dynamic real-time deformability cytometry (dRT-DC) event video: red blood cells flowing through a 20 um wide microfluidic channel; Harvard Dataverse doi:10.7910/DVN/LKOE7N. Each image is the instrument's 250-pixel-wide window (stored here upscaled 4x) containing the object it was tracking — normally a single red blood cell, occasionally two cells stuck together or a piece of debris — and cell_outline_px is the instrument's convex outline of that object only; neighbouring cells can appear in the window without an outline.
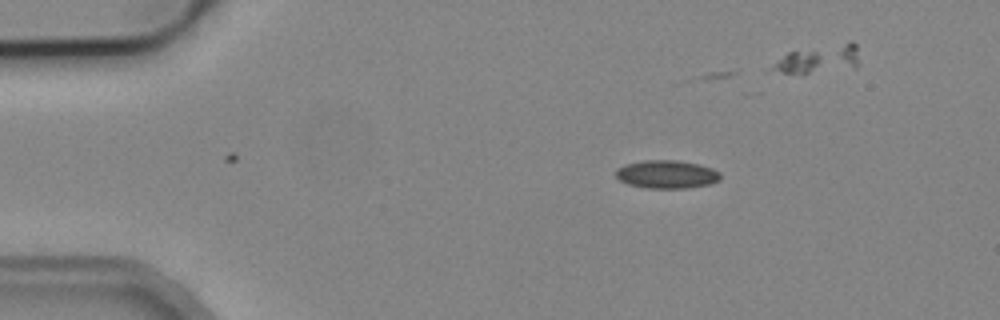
{"species": "common noctule bat (a hibernating species)", "species_latin": "Nyctalus noctula", "temperature_condition": "cold", "stored_images_in_passage": 5, "camera_frame_rate_fps": 3000, "um_per_image_px": 0.085, "animal": {"sex": "male", "body_mass_g": 19.2, "forearm_length_mm": 51.8}, "frame": {"image": 1, "passage_image": 2, "time_ms": 2.0, "image_size_px": [1000, 320], "cell_outline_px": [[720, 180], [712, 184], [684, 188], [644, 188], [628, 184], [620, 180], [616, 176], [616, 168], [624, 164], [644, 160], [676, 160], [696, 164], [712, 168], [720, 172]], "centroid_in_image_um": [56.66, 14.82], "position_along_channel_um": 28.3, "area_um2": 17.22}}